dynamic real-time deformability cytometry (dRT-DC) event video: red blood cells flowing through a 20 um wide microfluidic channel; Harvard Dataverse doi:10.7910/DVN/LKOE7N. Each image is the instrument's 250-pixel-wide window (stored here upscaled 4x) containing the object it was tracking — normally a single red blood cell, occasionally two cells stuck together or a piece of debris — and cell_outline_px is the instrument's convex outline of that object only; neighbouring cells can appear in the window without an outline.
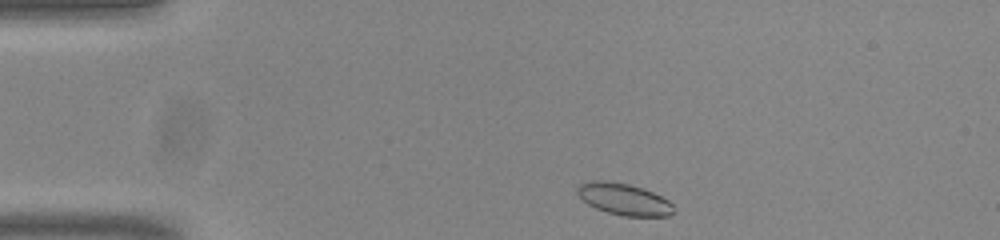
{"species": "common noctule bat (a hibernating species)", "species_latin": "Nyctalus noctula", "temperature_condition": "room temperature", "stored_images_in_passage": 44, "camera_frame_rate_fps": 3000, "um_per_image_px": 0.085, "animal": {"sex": "male", "body_mass_g": 20.0, "forearm_length_mm": 53.3}, "frame": {"image": 1, "passage_image": 1, "time_ms": 0.0, "image_size_px": [1000, 240], "cell_outline_px": [[672, 212], [668, 216], [624, 216], [608, 212], [596, 208], [588, 204], [576, 192], [576, 188], [580, 184], [588, 180], [608, 180], [628, 184], [652, 192], [668, 200], [672, 204]], "centroid_in_image_um": [52.98, 16.91], "position_along_channel_um": 32.0, "area_um2": 17.57}}
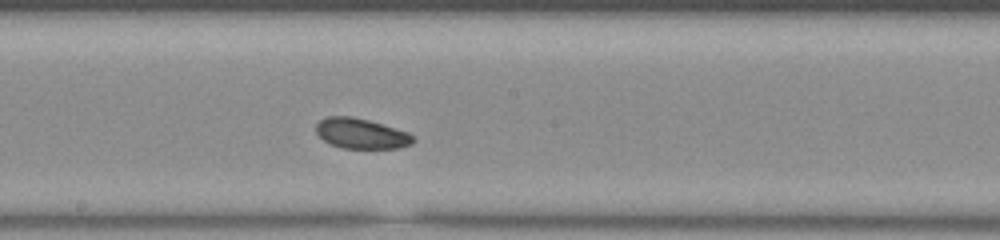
{"frame": {"image": 2, "passage_image": 20, "time_ms": 6.333, "image_size_px": [1000, 240], "cell_outline_px": [[416, 140], [412, 144], [400, 148], [340, 148], [324, 140], [316, 132], [316, 124], [320, 120], [328, 116], [352, 116], [368, 120], [408, 132]], "centroid_in_image_um": [30.71, 11.35], "position_along_channel_um": 217.5, "area_um2": 17.05}}
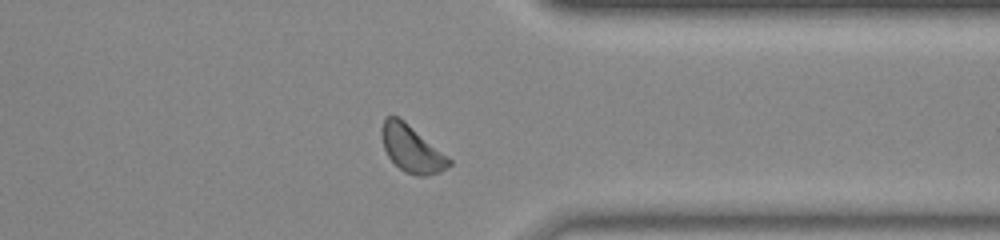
{"frame": {"image": 3, "passage_image": 33, "time_ms": 10.667, "image_size_px": [1000, 240], "cell_outline_px": [[452, 164], [440, 172], [424, 176], [416, 176], [404, 172], [388, 156], [384, 148], [380, 136], [380, 128], [384, 120], [388, 116], [396, 116], [404, 120], [448, 156], [452, 160]], "centroid_in_image_um": [34.98, 12.65], "position_along_channel_um": 376.4, "area_um2": 18.44}, "authors_computed_cell_mechanics": {"area_um2": 17.6868, "velocity_mm_per_s": 3.7806, "shape_relaxation_time_tau1_ms": 4.612, "shape_relaxation_time_tau2_ms": null, "deformation_change_tau1": 0.0592, "deformation_change_tau2": null}}